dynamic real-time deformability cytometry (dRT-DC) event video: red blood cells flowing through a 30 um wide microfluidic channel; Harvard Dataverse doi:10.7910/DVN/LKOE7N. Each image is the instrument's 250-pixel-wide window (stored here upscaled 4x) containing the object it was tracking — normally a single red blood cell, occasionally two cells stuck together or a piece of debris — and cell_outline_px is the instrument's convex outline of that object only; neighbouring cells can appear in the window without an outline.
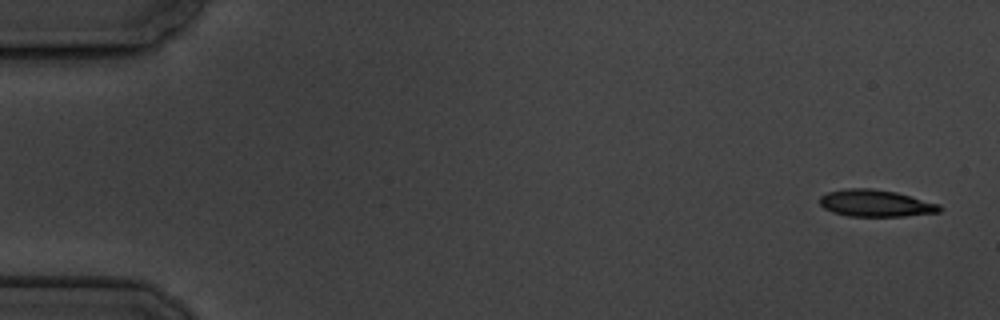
{"species": "common noctule bat (a hibernating species)", "species_latin": "Nyctalus noctula", "temperature_condition": "cold", "stored_images_in_passage": 9, "camera_frame_rate_fps": 3000, "um_per_image_px": 0.085, "animal": {"sex": "male", "body_mass_g": 19.5, "forearm_length_mm": 54.6}, "frame": {"image": 1, "passage_image": 1, "time_ms": 0.0, "image_size_px": [1000, 320], "cell_outline_px": [[944, 208], [940, 212], [904, 216], [848, 216], [832, 212], [824, 208], [820, 204], [820, 196], [828, 192], [848, 188], [868, 188], [896, 192], [940, 204]], "centroid_in_image_um": [74.45, 17.28], "position_along_channel_um": 10.6, "area_um2": 18.79}}
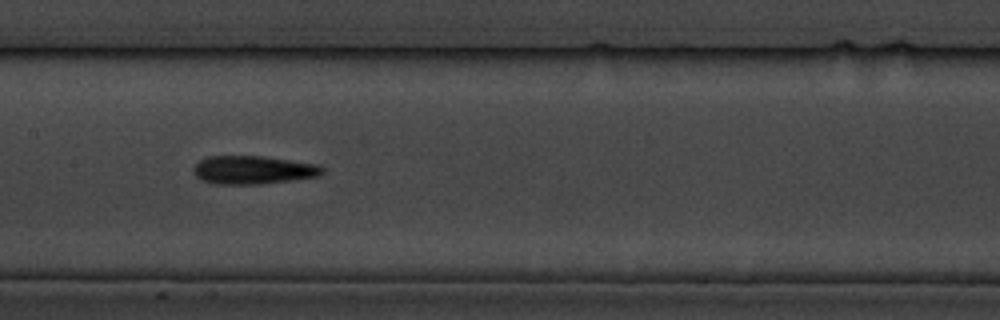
{"frame": {"image": 2, "passage_image": 8, "time_ms": 9.0, "image_size_px": [1000, 320], "cell_outline_px": [[324, 172], [320, 176], [264, 184], [212, 184], [200, 180], [192, 172], [192, 168], [200, 160], [208, 156], [260, 156], [320, 164], [324, 168]], "centroid_in_image_um": [21.51, 14.45], "position_along_channel_um": 185.9, "area_um2": 21.56}}
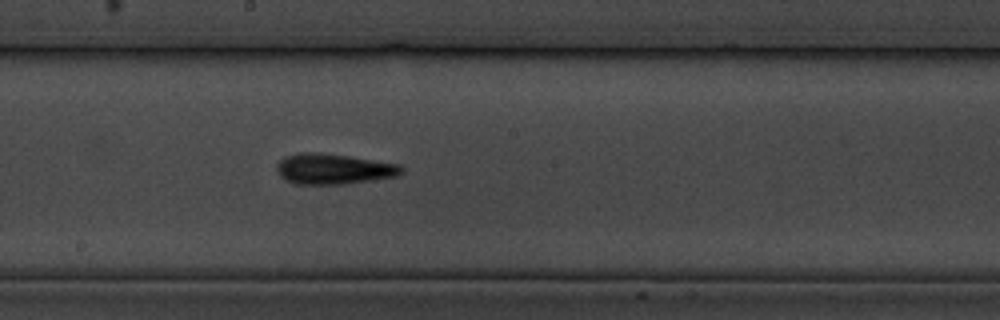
{"frame": {"image": 3, "passage_image": 9, "time_ms": 10.0, "image_size_px": [1000, 320], "cell_outline_px": [[404, 172], [396, 176], [372, 180], [344, 184], [296, 184], [284, 180], [280, 176], [276, 168], [276, 164], [284, 156], [300, 152], [320, 152], [348, 156], [400, 164], [404, 168]], "centroid_in_image_um": [28.33, 14.35], "position_along_channel_um": 219.9, "area_um2": 22.37}}